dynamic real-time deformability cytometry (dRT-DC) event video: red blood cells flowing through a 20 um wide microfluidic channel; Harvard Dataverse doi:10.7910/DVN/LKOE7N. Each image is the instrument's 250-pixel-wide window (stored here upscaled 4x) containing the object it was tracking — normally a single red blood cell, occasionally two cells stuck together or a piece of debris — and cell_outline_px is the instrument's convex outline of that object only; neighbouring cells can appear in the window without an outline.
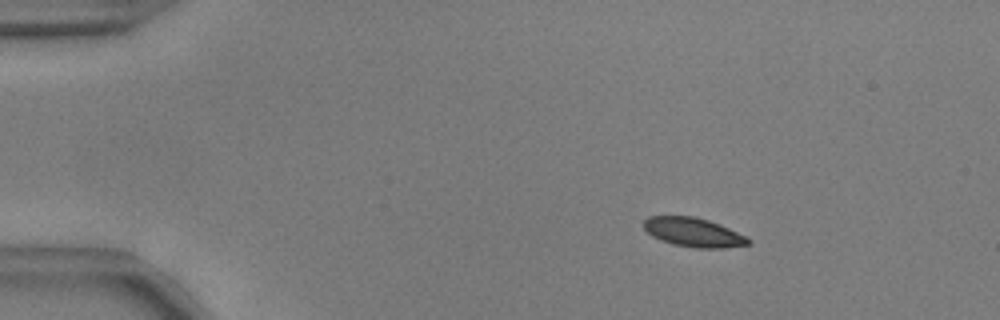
{"species": "common noctule bat (a hibernating species)", "species_latin": "Nyctalus noctula", "temperature_condition": "warm", "stored_images_in_passage": 55, "camera_frame_rate_fps": 3000, "um_per_image_px": 0.085, "animal": {"sex": "male", "body_mass_g": 17.9, "forearm_length_mm": 54.2}, "frame": {"image": 1, "passage_image": 9, "time_ms": 2.667, "image_size_px": [1000, 320], "cell_outline_px": [[752, 244], [724, 248], [696, 248], [672, 244], [652, 236], [644, 228], [644, 220], [648, 216], [692, 216], [708, 220], [720, 224], [748, 236], [752, 240]], "centroid_in_image_um": [59.0, 19.75], "position_along_channel_um": 26.0, "area_um2": 17.86}}
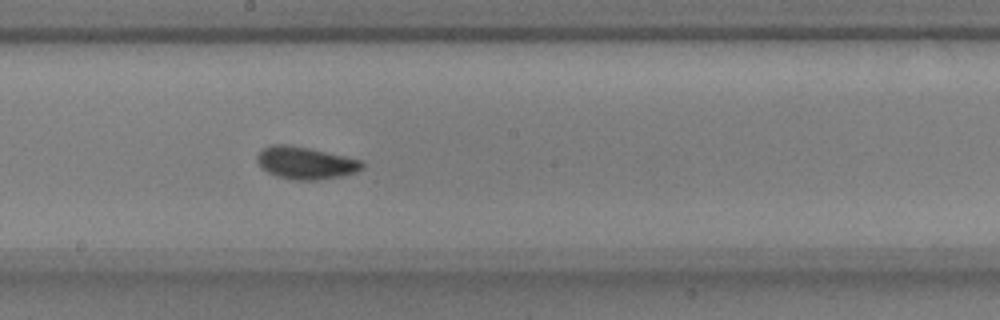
{"frame": {"image": 2, "passage_image": 31, "time_ms": 10.0, "image_size_px": [1000, 320], "cell_outline_px": [[364, 168], [356, 172], [340, 176], [316, 180], [292, 180], [276, 176], [260, 168], [256, 160], [256, 156], [264, 148], [272, 144], [288, 144], [308, 148], [344, 156], [360, 160], [364, 164]], "centroid_in_image_um": [25.93, 13.85], "position_along_channel_um": 222.3, "area_um2": 19.77}}
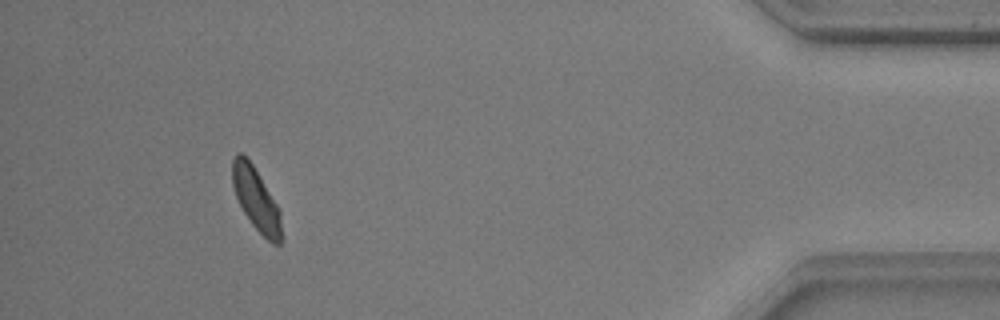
{"frame": {"image": 3, "passage_image": 51, "time_ms": 16.667, "image_size_px": [1000, 320], "cell_outline_px": [[284, 240], [280, 244], [272, 244], [252, 224], [244, 212], [236, 196], [232, 184], [232, 160], [236, 152], [240, 152], [252, 164], [280, 208]], "centroid_in_image_um": [21.81, 16.98], "position_along_channel_um": 413.4, "area_um2": 18.09}, "authors_computed_cell_mechanics": {"area_um2": 18.3226, "velocity_mm_per_s": 3.715, "shape_relaxation_time_tau1_ms": 3.355, "shape_relaxation_time_tau2_ms": 1.2947, "deformation_change_tau1": 0.1524, "deformation_change_tau2": 0.059}}